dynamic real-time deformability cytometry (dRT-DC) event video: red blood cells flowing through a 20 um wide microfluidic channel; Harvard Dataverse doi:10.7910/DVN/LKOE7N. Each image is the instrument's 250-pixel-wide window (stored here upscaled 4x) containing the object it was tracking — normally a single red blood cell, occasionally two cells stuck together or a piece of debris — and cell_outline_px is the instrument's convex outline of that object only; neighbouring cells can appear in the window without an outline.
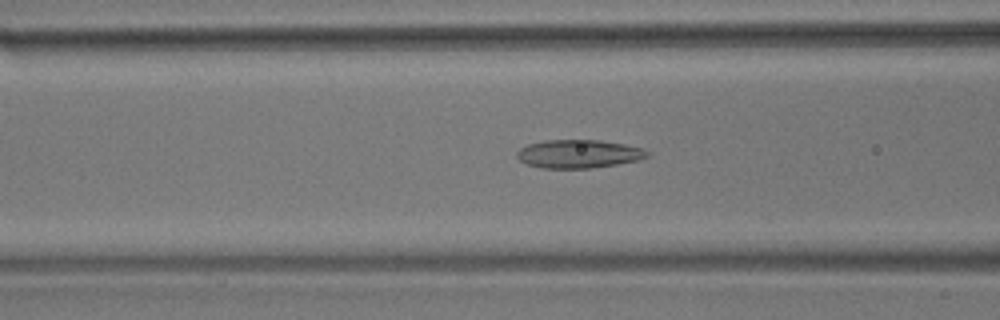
{"species": "common noctule bat (a hibernating species)", "species_latin": "Nyctalus noctula", "temperature_condition": "room temperature", "stored_images_in_passage": 29, "camera_frame_rate_fps": 3000, "um_per_image_px": 0.085, "animal": {"sex": "male", "body_mass_g": 17.9}, "frame": {"image": 1, "passage_image": 21, "time_ms": 6.667, "image_size_px": [1000, 320], "cell_outline_px": [[652, 152], [648, 156], [640, 160], [592, 168], [540, 168], [528, 164], [520, 160], [516, 156], [516, 152], [520, 148], [528, 144], [544, 140], [600, 140], [624, 144], [644, 148]], "centroid_in_image_um": [49.21, 13.07], "position_along_channel_um": 117.4, "area_um2": 21.68}}
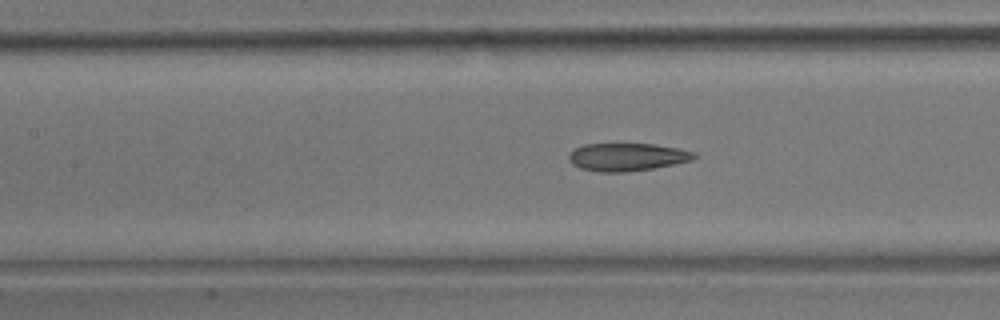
{"frame": {"image": 2, "passage_image": 24, "time_ms": 7.667, "image_size_px": [1000, 320], "cell_outline_px": [[696, 156], [692, 160], [656, 168], [624, 172], [600, 172], [580, 168], [572, 164], [568, 160], [568, 156], [576, 148], [584, 144], [652, 144], [676, 148], [696, 152]], "centroid_in_image_um": [53.3, 13.35], "position_along_channel_um": 154.1, "area_um2": 20.23}}
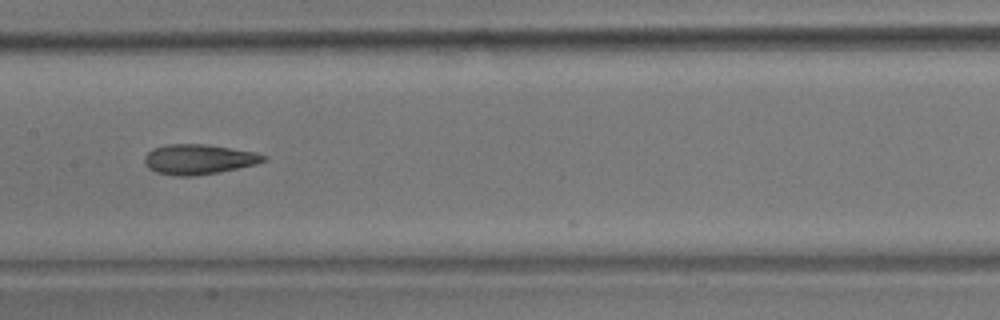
{"frame": {"image": 3, "passage_image": 27, "time_ms": 8.667, "image_size_px": [1000, 320], "cell_outline_px": [[268, 160], [256, 164], [220, 172], [192, 176], [176, 176], [156, 172], [148, 168], [144, 164], [144, 156], [152, 148], [168, 144], [204, 144], [256, 152], [268, 156]], "centroid_in_image_um": [16.89, 13.54], "position_along_channel_um": 190.5, "area_um2": 20.98}}